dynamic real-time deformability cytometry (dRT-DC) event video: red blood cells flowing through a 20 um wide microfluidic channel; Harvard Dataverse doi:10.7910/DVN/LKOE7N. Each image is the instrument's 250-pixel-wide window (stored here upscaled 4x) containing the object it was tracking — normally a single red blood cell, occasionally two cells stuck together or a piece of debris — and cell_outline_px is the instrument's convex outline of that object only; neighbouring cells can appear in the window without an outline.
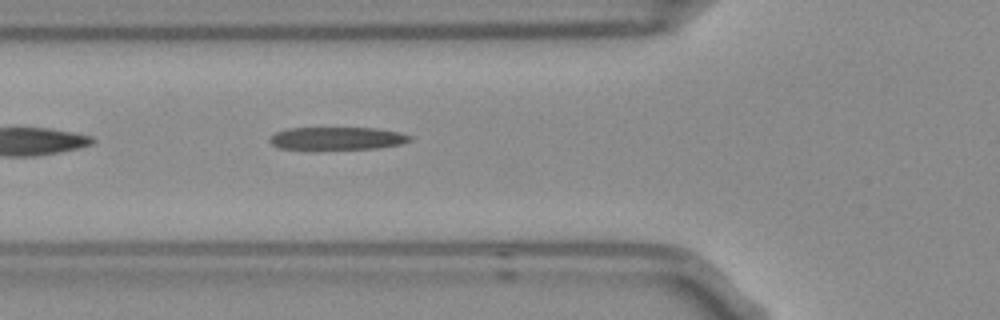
{"species": "Egyptian fruit bat (a non-hibernating species)", "species_latin": "Rousettus aegyptiacus", "temperature_condition": "room temperature", "stored_images_in_passage": 2, "camera_frame_rate_fps": 3000, "um_per_image_px": 0.085, "frame": {"image": 1, "passage_image": 2, "time_ms": 0.333, "image_size_px": [1000, 320], "cell_outline_px": [[412, 140], [400, 144], [376, 148], [280, 148], [272, 144], [268, 140], [276, 132], [288, 128], [376, 128], [400, 132], [412, 136]], "centroid_in_image_um": [28.7, 11.74], "position_along_channel_um": 97.1, "area_um2": 18.15}}